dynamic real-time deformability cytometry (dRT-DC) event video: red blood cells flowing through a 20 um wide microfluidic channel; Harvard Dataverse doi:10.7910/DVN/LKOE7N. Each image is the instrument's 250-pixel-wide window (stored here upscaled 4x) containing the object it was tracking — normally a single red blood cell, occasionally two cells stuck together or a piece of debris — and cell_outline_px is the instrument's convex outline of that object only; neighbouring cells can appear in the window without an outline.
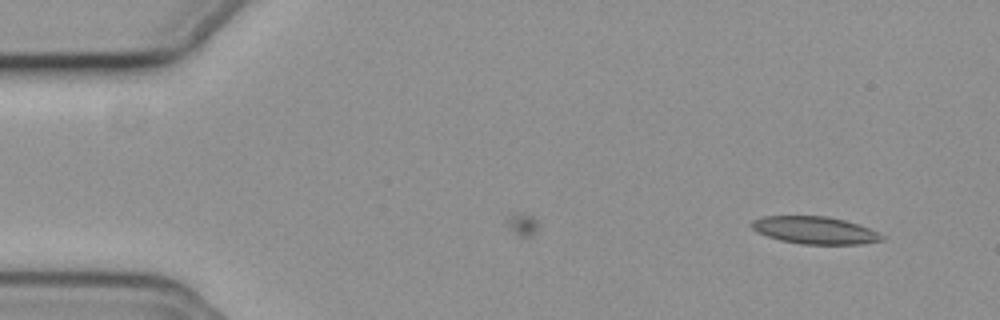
{"species": "common noctule bat (a hibernating species)", "species_latin": "Nyctalus noctula", "temperature_condition": "cold", "stored_images_in_passage": 19, "camera_frame_rate_fps": 3000, "um_per_image_px": 0.085, "animal": {"sex": "female", "body_mass_g": 19.3, "forearm_length_mm": 54.1}, "frame": {"image": 1, "passage_image": 19, "time_ms": 6.0, "image_size_px": [1000, 320], "cell_outline_px": [[884, 240], [860, 244], [800, 244], [780, 240], [756, 232], [752, 228], [752, 220], [764, 216], [824, 216], [844, 220], [868, 228], [884, 236]], "centroid_in_image_um": [69.23, 19.57], "position_along_channel_um": 15.8, "area_um2": 20.58}}